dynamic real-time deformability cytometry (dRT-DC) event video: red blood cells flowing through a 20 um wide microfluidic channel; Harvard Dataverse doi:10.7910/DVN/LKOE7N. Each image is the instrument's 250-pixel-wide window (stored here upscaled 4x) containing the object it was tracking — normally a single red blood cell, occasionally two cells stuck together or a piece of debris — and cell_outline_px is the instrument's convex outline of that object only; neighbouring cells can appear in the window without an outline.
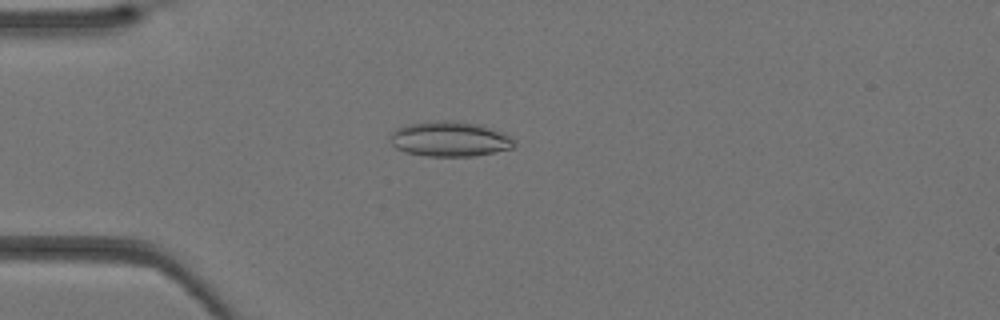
{"species": "Egyptian fruit bat (a non-hibernating species)", "species_latin": "Rousettus aegyptiacus", "temperature_condition": "warm", "stored_images_in_passage": 39, "camera_frame_rate_fps": 3000, "um_per_image_px": 0.085, "animal": {"sex": "female"}, "frame": {"image": 1, "passage_image": 10, "time_ms": 3.0, "image_size_px": [1000, 320], "cell_outline_px": [[516, 144], [512, 148], [472, 156], [428, 156], [404, 152], [396, 148], [392, 144], [388, 136], [396, 128], [408, 124], [436, 120], [460, 120], [480, 124], [508, 136], [516, 140]], "centroid_in_image_um": [38.18, 11.8], "position_along_channel_um": 46.8, "area_um2": 25.43}}
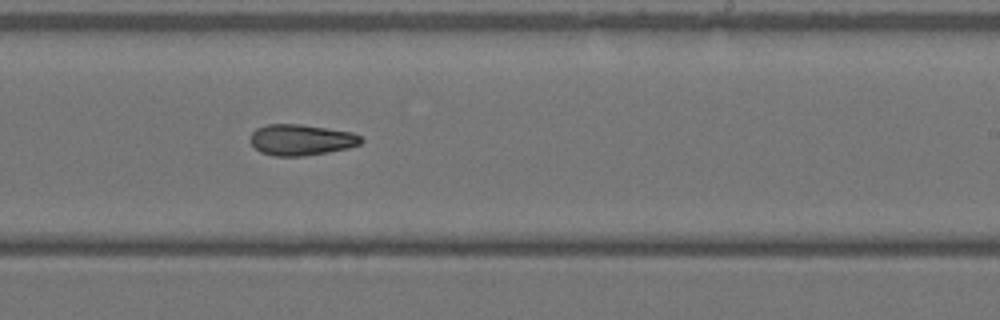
{"frame": {"image": 2, "passage_image": 24, "time_ms": 7.667, "image_size_px": [1000, 320], "cell_outline_px": [[364, 140], [360, 144], [348, 148], [328, 152], [304, 156], [276, 156], [260, 152], [248, 140], [252, 132], [256, 128], [268, 124], [300, 124], [352, 132], [360, 136]], "centroid_in_image_um": [25.58, 11.88], "position_along_channel_um": 263.4, "area_um2": 20.06}}
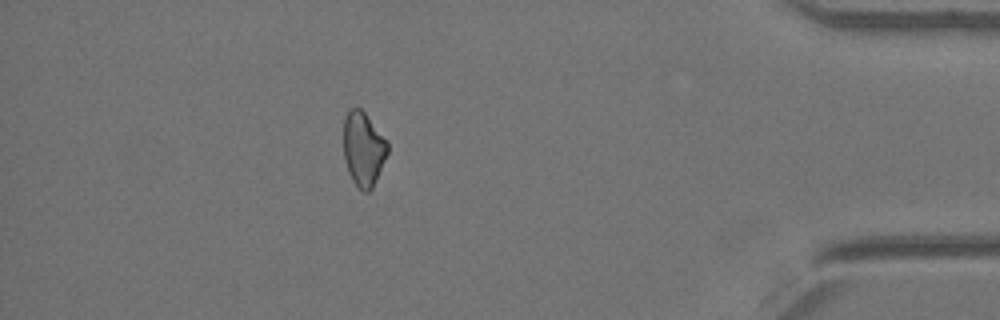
{"frame": {"image": 3, "passage_image": 35, "time_ms": 11.333, "image_size_px": [1000, 320], "cell_outline_px": [[388, 152], [372, 188], [368, 192], [364, 192], [352, 180], [348, 172], [344, 160], [344, 116], [348, 108], [360, 108], [364, 112], [388, 140]], "centroid_in_image_um": [30.88, 12.63], "position_along_channel_um": 404.3, "area_um2": 19.07}}